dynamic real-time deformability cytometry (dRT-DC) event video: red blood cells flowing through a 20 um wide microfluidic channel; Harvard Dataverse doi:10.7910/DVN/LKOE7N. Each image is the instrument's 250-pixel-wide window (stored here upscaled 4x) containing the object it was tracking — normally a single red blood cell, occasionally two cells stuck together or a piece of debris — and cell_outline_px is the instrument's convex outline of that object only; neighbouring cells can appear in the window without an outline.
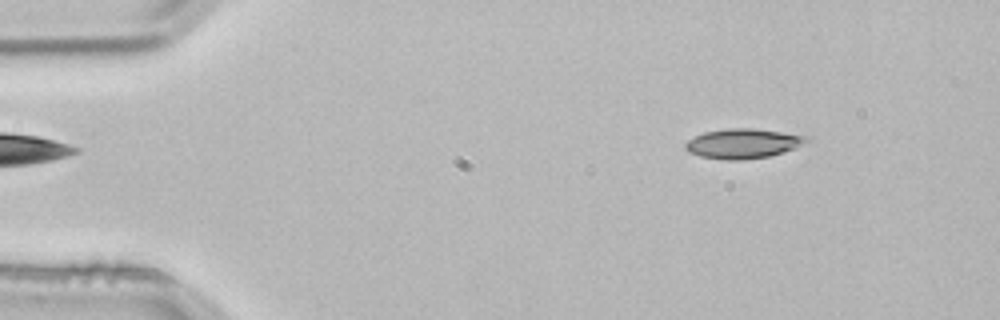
{"species": "common noctule bat (a hibernating species)", "species_latin": "Nyctalus noctula", "temperature_condition": "room temperature", "stored_images_in_passage": 3, "camera_frame_rate_fps": 3000, "um_per_image_px": 0.085, "animal": {"sex": "male", "body_mass_g": 21.5, "forearm_length_mm": 52.0}, "frame": {"image": 1, "passage_image": 1, "time_ms": 0.0, "image_size_px": [1000, 320], "cell_outline_px": [[812, 140], [796, 148], [768, 156], [744, 160], [724, 160], [700, 156], [688, 152], [684, 148], [684, 144], [688, 140], [704, 132], [728, 128], [752, 128], [808, 136]], "centroid_in_image_um": [63.15, 12.2], "position_along_channel_um": 21.8, "area_um2": 21.04}}